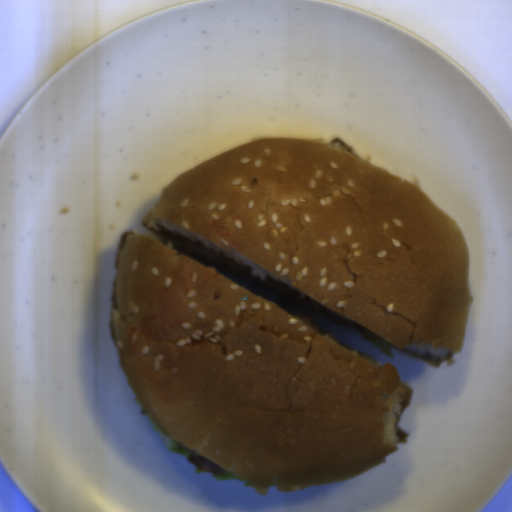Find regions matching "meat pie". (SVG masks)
<instances>
[{
	"label": "meat pie",
	"mask_w": 512,
	"mask_h": 512,
	"mask_svg": "<svg viewBox=\"0 0 512 512\" xmlns=\"http://www.w3.org/2000/svg\"><path fill=\"white\" fill-rule=\"evenodd\" d=\"M188 462L200 472L223 475L227 469L203 457L200 454L187 456Z\"/></svg>",
	"instance_id": "obj_1"
}]
</instances>
